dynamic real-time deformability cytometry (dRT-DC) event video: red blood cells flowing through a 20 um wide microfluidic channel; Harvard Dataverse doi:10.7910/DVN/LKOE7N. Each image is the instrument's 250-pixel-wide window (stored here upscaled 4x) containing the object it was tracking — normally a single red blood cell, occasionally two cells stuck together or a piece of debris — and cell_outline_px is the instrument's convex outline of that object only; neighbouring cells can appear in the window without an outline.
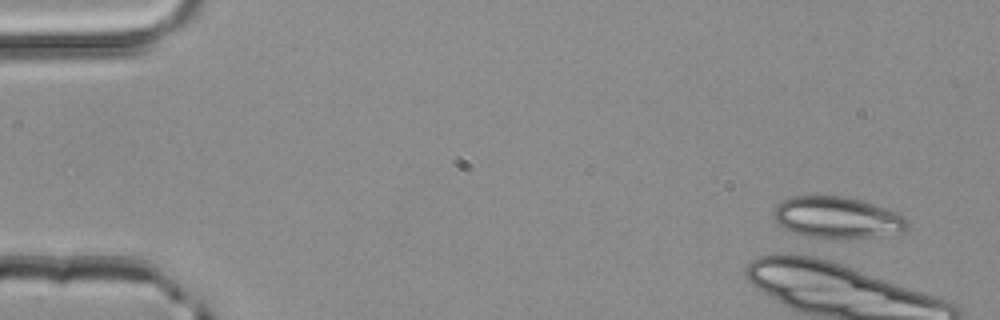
{"species": "common noctule bat (a hibernating species)", "species_latin": "Nyctalus noctula", "temperature_condition": "room temperature", "stored_images_in_passage": 3, "camera_frame_rate_fps": 3000, "um_per_image_px": 0.085, "animal": {"sex": "male", "body_mass_g": 20.4}, "frame": {"image": 1, "passage_image": 1, "time_ms": 0.0, "image_size_px": [1000, 320], "cell_outline_px": [[908, 228], [904, 232], [876, 236], [816, 240], [812, 240], [780, 224], [772, 216], [772, 212], [784, 200], [792, 196], [844, 196], [860, 200], [900, 212], [904, 216], [908, 224]], "centroid_in_image_um": [71.2, 18.51], "position_along_channel_um": 13.8, "area_um2": 32.54}}